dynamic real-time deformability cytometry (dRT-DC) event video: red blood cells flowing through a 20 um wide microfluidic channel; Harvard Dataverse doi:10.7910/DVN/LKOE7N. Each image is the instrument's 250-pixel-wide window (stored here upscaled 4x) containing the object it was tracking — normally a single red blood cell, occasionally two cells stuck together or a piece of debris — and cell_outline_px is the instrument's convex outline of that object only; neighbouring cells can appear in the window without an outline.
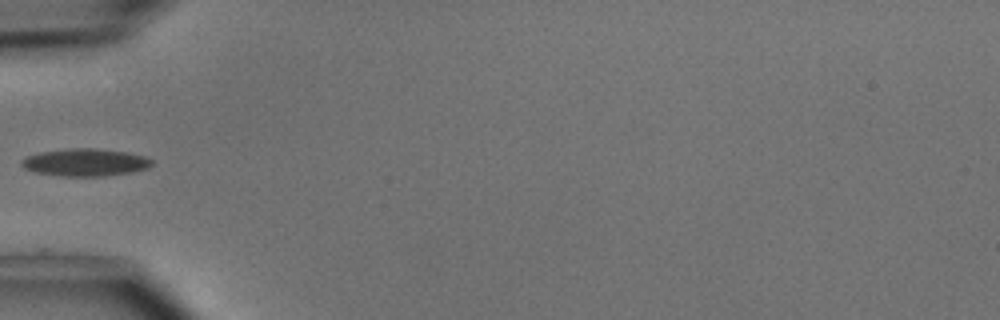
{"species": "common noctule bat (a hibernating species)", "species_latin": "Nyctalus noctula", "temperature_condition": "cold", "stored_images_in_passage": 14, "camera_frame_rate_fps": 3000, "um_per_image_px": 0.085, "animal": {"sex": "male", "body_mass_g": 15.6}, "frame": {"image": 1, "passage_image": 1, "time_ms": 0.0, "image_size_px": [1000, 320], "cell_outline_px": [[152, 164], [148, 168], [132, 172], [104, 176], [60, 176], [36, 172], [24, 168], [20, 164], [20, 160], [28, 156], [40, 152], [68, 148], [92, 148], [124, 152], [144, 156], [152, 160]], "centroid_in_image_um": [7.22, 13.8], "position_along_channel_um": 77.8, "area_um2": 20.75}}
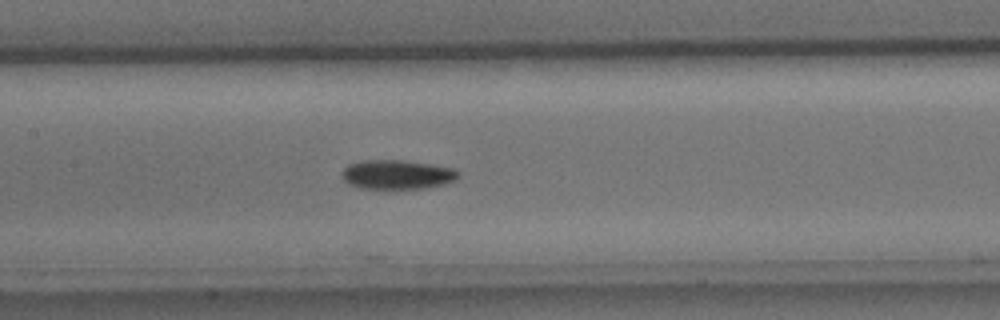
{"frame": {"image": 2, "passage_image": 8, "time_ms": 2.333, "image_size_px": [1000, 320], "cell_outline_px": [[460, 176], [456, 180], [444, 184], [424, 188], [384, 192], [360, 188], [344, 180], [340, 176], [344, 168], [348, 164], [364, 160], [404, 160], [456, 168], [460, 172]], "centroid_in_image_um": [33.76, 14.88], "position_along_channel_um": 173.6, "area_um2": 20.81}}
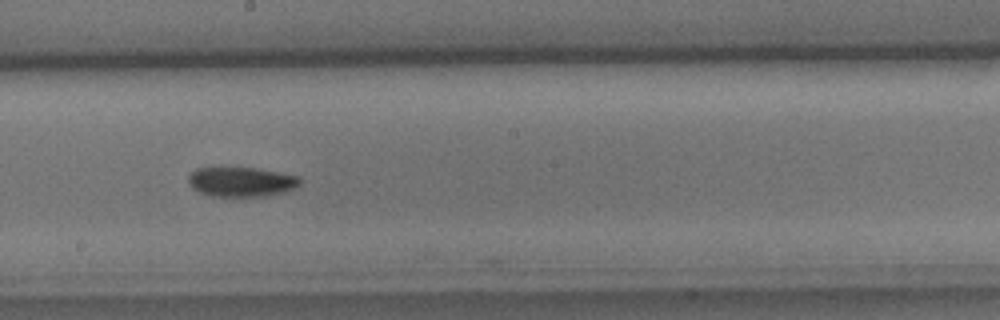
{"frame": {"image": 3, "passage_image": 12, "time_ms": 3.667, "image_size_px": [1000, 320], "cell_outline_px": [[300, 184], [296, 188], [284, 192], [268, 196], [212, 196], [200, 192], [192, 188], [188, 180], [188, 176], [196, 168], [256, 168], [280, 172], [300, 176]], "centroid_in_image_um": [20.55, 15.46], "position_along_channel_um": 227.7, "area_um2": 19.31}}